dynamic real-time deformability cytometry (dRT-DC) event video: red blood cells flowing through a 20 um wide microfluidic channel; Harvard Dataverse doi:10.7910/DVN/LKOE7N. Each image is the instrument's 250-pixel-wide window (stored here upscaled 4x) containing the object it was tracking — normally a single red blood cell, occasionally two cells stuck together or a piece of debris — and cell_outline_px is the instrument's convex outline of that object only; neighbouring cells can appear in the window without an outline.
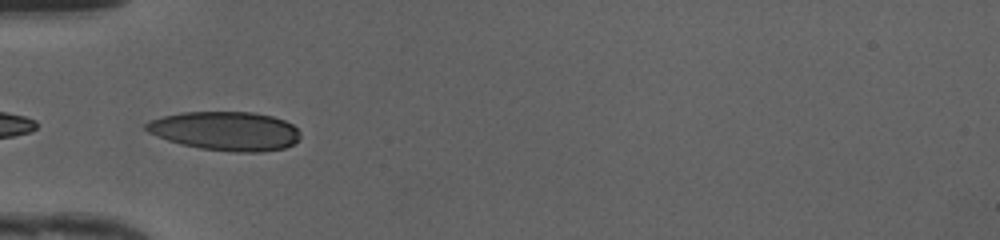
{"species": "human", "species_latin": "Homo sapiens", "temperature_condition": "cold", "stored_images_in_passage": 33, "camera_frame_rate_fps": 3000, "um_per_image_px": 0.085, "donor": {"sex": "female"}, "frame": {"image": 1, "passage_image": 1, "time_ms": 0.0, "image_size_px": [1000, 240], "cell_outline_px": [[300, 140], [284, 148], [264, 152], [236, 152], [200, 148], [180, 144], [156, 136], [148, 132], [144, 128], [144, 124], [152, 120], [164, 116], [180, 112], [252, 112], [272, 116], [284, 120], [292, 124], [300, 132]], "centroid_in_image_um": [19.18, 11.14], "position_along_channel_um": 65.8, "area_um2": 35.08}}
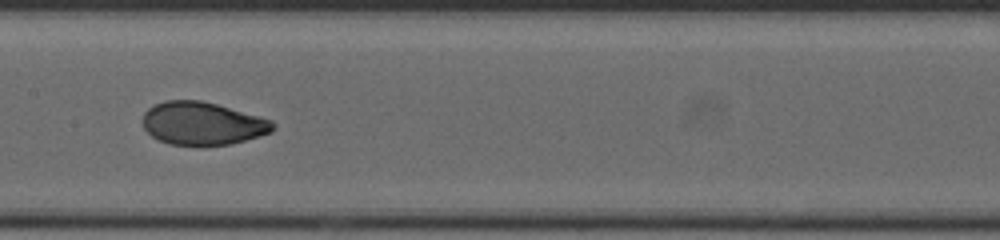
{"frame": {"image": 2, "passage_image": 10, "time_ms": 3.0, "image_size_px": [1000, 240], "cell_outline_px": [[276, 128], [272, 132], [232, 144], [200, 148], [168, 144], [152, 136], [144, 128], [144, 112], [148, 108], [164, 100], [200, 100], [216, 104], [272, 120], [276, 124]], "centroid_in_image_um": [17.23, 10.53], "position_along_channel_um": 190.2, "area_um2": 33.12}}
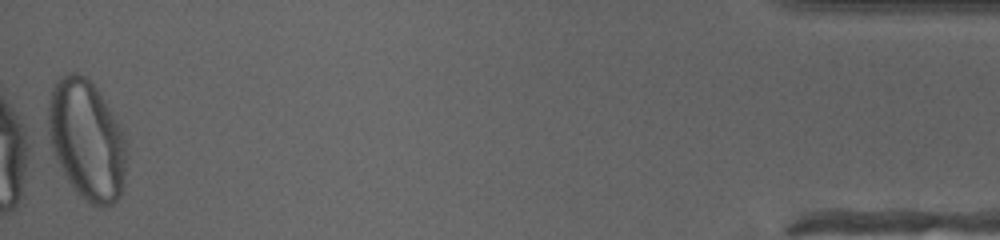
{"frame": {"image": 3, "passage_image": 33, "time_ms": 10.667, "image_size_px": [1000, 240], "cell_outline_px": [[128, 152], [124, 184], [120, 196], [112, 204], [104, 208], [100, 208], [88, 204], [72, 188], [52, 148], [48, 132], [48, 104], [52, 88], [56, 80], [60, 76], [68, 72], [76, 72], [84, 76], [96, 88], [112, 112], [124, 136], [128, 148]], "centroid_in_image_um": [7.39, 11.92], "position_along_channel_um": 427.8, "area_um2": 54.97}, "authors_computed_cell_mechanics": {"area_um2": 33.5818, "velocity_mm_per_s": 4.206, "shape_relaxation_time_tau1_ms": 3.4848, "shape_relaxation_time_tau2_ms": 0.8138, "deformation_change_tau1": 0.1669, "deformation_change_tau2": 0.0456}}